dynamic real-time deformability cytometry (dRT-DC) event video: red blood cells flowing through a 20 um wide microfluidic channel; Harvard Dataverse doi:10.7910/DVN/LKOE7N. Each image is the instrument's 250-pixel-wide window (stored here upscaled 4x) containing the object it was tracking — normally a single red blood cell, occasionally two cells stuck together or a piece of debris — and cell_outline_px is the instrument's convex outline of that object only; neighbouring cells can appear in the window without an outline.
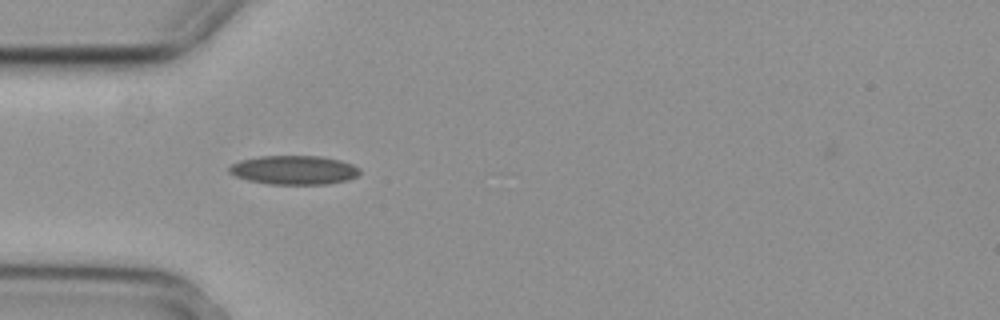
{"species": "common noctule bat (a hibernating species)", "species_latin": "Nyctalus noctula", "temperature_condition": "cold", "stored_images_in_passage": 2, "camera_frame_rate_fps": 3000, "um_per_image_px": 0.085, "animal": {"sex": "female", "body_mass_g": 29.2, "forearm_length_mm": 56.3}, "frame": {"image": 1, "passage_image": 1, "time_ms": 0.0, "image_size_px": [1000, 320], "cell_outline_px": [[360, 172], [356, 176], [348, 180], [328, 184], [268, 184], [248, 180], [236, 176], [228, 172], [228, 168], [232, 164], [240, 160], [260, 156], [320, 156], [340, 160], [352, 164], [360, 168]], "centroid_in_image_um": [24.99, 14.45], "position_along_channel_um": 60.0, "area_um2": 22.08}}
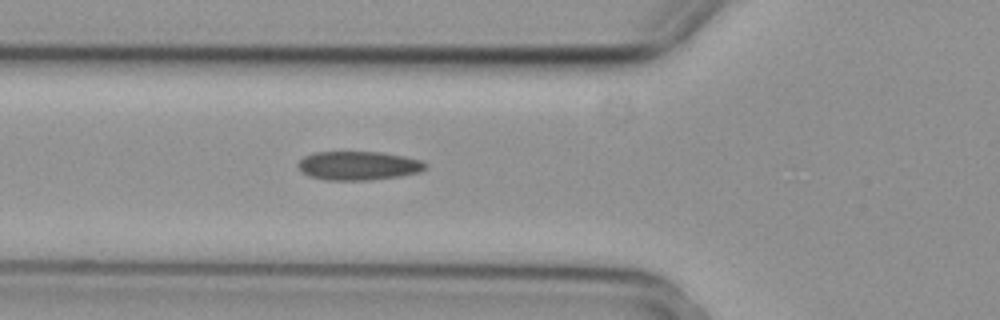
{"frame": {"image": 2, "passage_image": 2, "time_ms": 0.333, "image_size_px": [1000, 320], "cell_outline_px": [[428, 164], [420, 172], [400, 176], [368, 180], [324, 180], [308, 176], [300, 172], [296, 164], [304, 156], [312, 152], [380, 152], [404, 156], [420, 160]], "centroid_in_image_um": [30.41, 14.08], "position_along_channel_um": 95.4, "area_um2": 21.56}}